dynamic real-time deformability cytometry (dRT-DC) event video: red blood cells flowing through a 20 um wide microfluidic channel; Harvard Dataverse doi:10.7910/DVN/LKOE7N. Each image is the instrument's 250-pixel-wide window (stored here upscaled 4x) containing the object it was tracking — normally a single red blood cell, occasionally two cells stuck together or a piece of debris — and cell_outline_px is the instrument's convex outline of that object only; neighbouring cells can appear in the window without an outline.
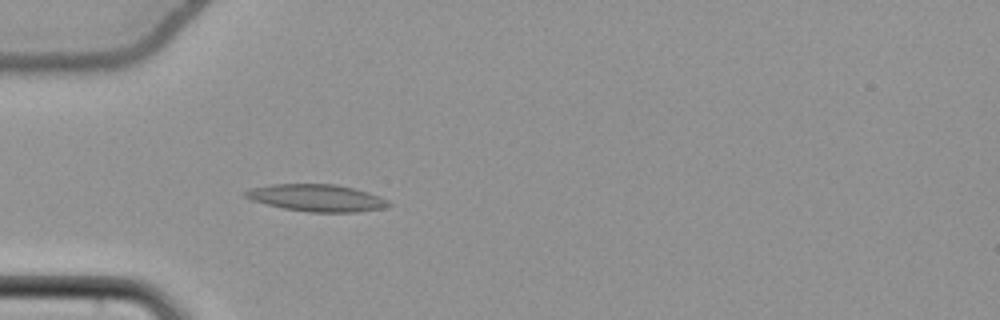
{"species": "common noctule bat (a hibernating species)", "species_latin": "Nyctalus noctula", "temperature_condition": "cold", "stored_images_in_passage": 56, "camera_frame_rate_fps": 3000, "um_per_image_px": 0.085, "animal": {"sex": "female", "body_mass_g": 22.7, "forearm_length_mm": 54.2}, "frame": {"image": 1, "passage_image": 19, "time_ms": 6.0, "image_size_px": [1000, 320], "cell_outline_px": [[392, 204], [384, 208], [356, 212], [308, 212], [284, 208], [252, 200], [244, 196], [244, 192], [248, 188], [272, 184], [336, 184], [368, 192], [380, 196], [388, 200]], "centroid_in_image_um": [26.93, 16.81], "position_along_channel_um": 58.1, "area_um2": 22.54}}
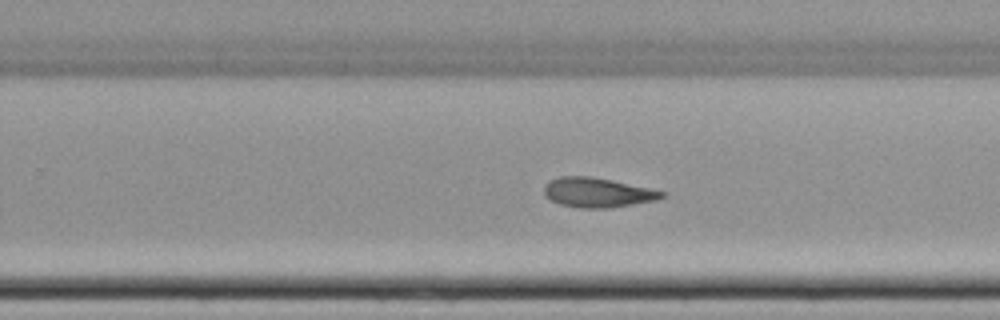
{"frame": {"image": 2, "passage_image": 37, "time_ms": 12.0, "image_size_px": [1000, 320], "cell_outline_px": [[664, 196], [656, 200], [608, 208], [580, 208], [560, 204], [544, 196], [544, 184], [548, 180], [560, 176], [592, 176], [652, 188], [664, 192]], "centroid_in_image_um": [50.75, 16.35], "position_along_channel_um": 279.1, "area_um2": 20.4}}
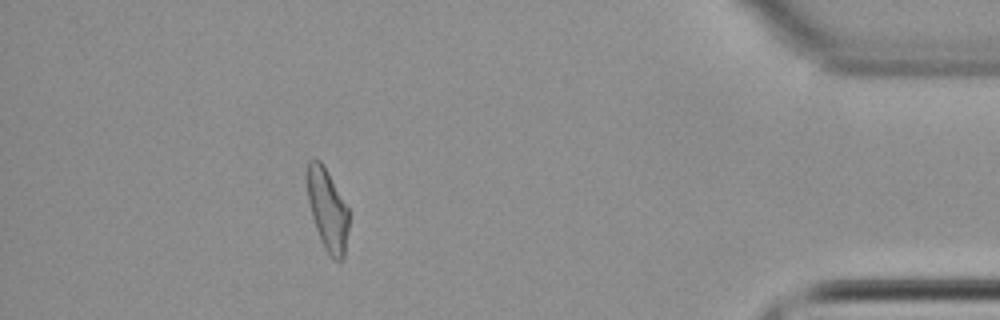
{"frame": {"image": 3, "passage_image": 51, "time_ms": 16.667, "image_size_px": [1000, 320], "cell_outline_px": [[348, 228], [344, 256], [340, 260], [332, 260], [328, 256], [320, 240], [312, 216], [308, 200], [304, 172], [308, 160], [320, 160], [348, 208]], "centroid_in_image_um": [27.79, 17.82], "position_along_channel_um": 407.4, "area_um2": 19.94}}